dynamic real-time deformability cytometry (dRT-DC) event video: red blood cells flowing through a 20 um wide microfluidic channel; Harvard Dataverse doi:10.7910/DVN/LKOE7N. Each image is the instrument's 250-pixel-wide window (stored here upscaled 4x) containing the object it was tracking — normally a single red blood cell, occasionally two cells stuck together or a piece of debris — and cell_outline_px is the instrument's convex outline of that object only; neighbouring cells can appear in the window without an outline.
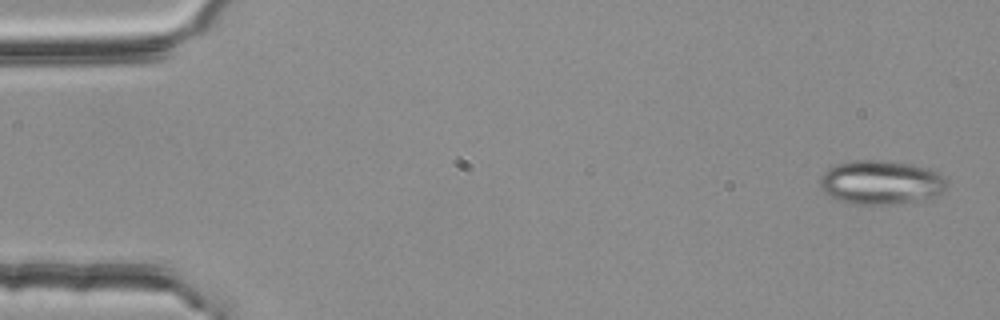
{"species": "common noctule bat (a hibernating species)", "species_latin": "Nyctalus noctula", "temperature_condition": "room temperature", "stored_images_in_passage": 4, "camera_frame_rate_fps": 3000, "um_per_image_px": 0.085, "animal": {"sex": "female", "body_mass_g": 25.1}, "frame": {"image": 1, "passage_image": 1, "time_ms": 0.0, "image_size_px": [1000, 320], "cell_outline_px": [[948, 184], [936, 196], [924, 200], [888, 204], [852, 204], [840, 200], [824, 192], [820, 188], [820, 176], [828, 168], [836, 164], [852, 160], [884, 160], [912, 164], [928, 168], [940, 172], [948, 180]], "centroid_in_image_um": [74.9, 15.49], "position_along_channel_um": 10.1, "area_um2": 32.77}}